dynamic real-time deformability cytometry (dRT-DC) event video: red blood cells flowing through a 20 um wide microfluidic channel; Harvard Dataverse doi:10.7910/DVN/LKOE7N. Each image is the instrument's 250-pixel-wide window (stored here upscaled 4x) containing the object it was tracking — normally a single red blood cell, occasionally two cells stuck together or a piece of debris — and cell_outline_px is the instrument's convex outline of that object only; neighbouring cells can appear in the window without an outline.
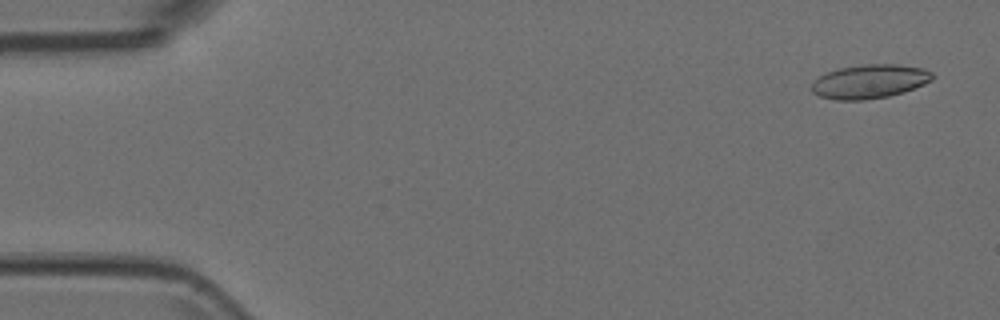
{"species": "Egyptian fruit bat (a non-hibernating species)", "species_latin": "Rousettus aegyptiacus", "temperature_condition": "room temperature", "stored_images_in_passage": 4, "camera_frame_rate_fps": 3000, "um_per_image_px": 0.085, "animal": {"sex": "female"}, "frame": {"image": 1, "passage_image": 1, "time_ms": 0.0, "image_size_px": [1000, 320], "cell_outline_px": [[932, 80], [924, 84], [904, 92], [888, 96], [864, 100], [836, 100], [820, 96], [812, 92], [812, 80], [828, 72], [840, 68], [860, 64], [896, 64], [924, 68], [932, 72]], "centroid_in_image_um": [73.91, 6.92], "position_along_channel_um": 11.1, "area_um2": 23.87}}
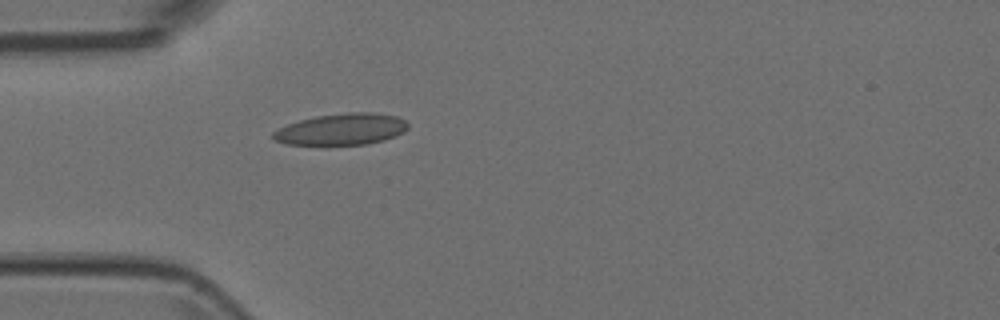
{"frame": {"image": 2, "passage_image": 4, "time_ms": 1.0, "image_size_px": [1000, 320], "cell_outline_px": [[408, 128], [404, 132], [384, 140], [368, 144], [328, 148], [288, 144], [276, 140], [272, 136], [272, 132], [288, 124], [300, 120], [316, 116], [348, 112], [372, 112], [396, 116], [404, 120], [408, 124]], "centroid_in_image_um": [29.01, 11.04], "position_along_channel_um": 56.0, "area_um2": 25.61}}